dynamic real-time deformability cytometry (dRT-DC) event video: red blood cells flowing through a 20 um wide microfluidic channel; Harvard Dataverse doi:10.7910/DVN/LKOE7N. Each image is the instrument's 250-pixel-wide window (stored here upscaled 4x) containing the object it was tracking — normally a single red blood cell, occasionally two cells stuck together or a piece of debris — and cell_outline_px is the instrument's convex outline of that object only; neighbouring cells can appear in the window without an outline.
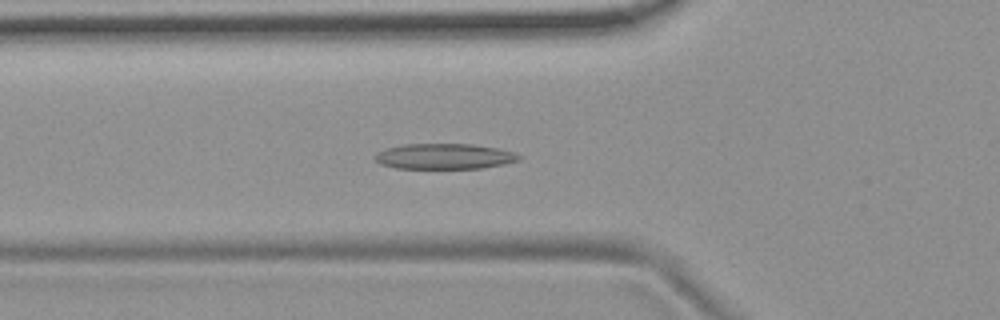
{"species": "common noctule bat (a hibernating species)", "species_latin": "Nyctalus noctula", "temperature_condition": "room temperature", "stored_images_in_passage": 54, "camera_frame_rate_fps": 3000, "um_per_image_px": 0.085, "animal": {"sex": "female", "body_mass_g": 19.9}, "frame": {"image": 1, "passage_image": 19, "time_ms": 6.0, "image_size_px": [1000, 320], "cell_outline_px": [[520, 160], [504, 164], [484, 168], [396, 168], [380, 164], [372, 156], [376, 152], [388, 148], [404, 144], [472, 144], [496, 148], [516, 152], [520, 156]], "centroid_in_image_um": [37.77, 13.29], "position_along_channel_um": 88.0, "area_um2": 21.44}}
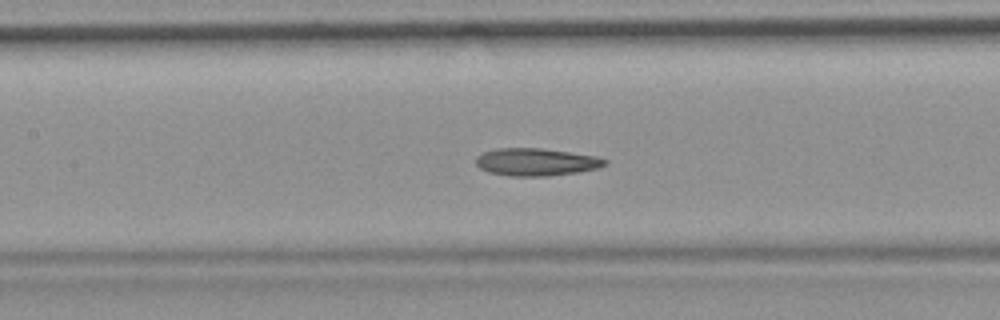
{"frame": {"image": 2, "passage_image": 25, "time_ms": 8.0, "image_size_px": [1000, 320], "cell_outline_px": [[608, 164], [596, 168], [576, 172], [548, 176], [508, 176], [488, 172], [480, 168], [476, 164], [476, 156], [480, 152], [496, 148], [540, 148], [596, 156], [608, 160]], "centroid_in_image_um": [45.52, 13.76], "position_along_channel_um": 161.9, "area_um2": 20.75}}
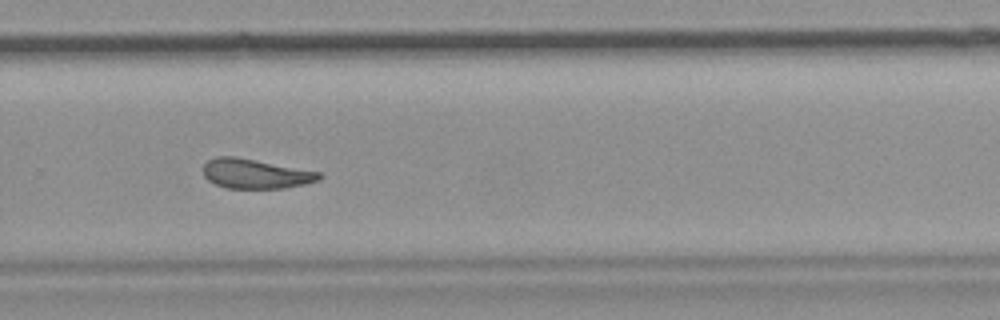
{"frame": {"image": 3, "passage_image": 37, "time_ms": 12.0, "image_size_px": [1000, 320], "cell_outline_px": [[324, 176], [320, 180], [304, 184], [284, 188], [228, 188], [216, 184], [208, 180], [204, 176], [204, 164], [208, 160], [216, 156], [236, 156], [320, 172]], "centroid_in_image_um": [21.73, 14.76], "position_along_channel_um": 308.1, "area_um2": 20.0}, "authors_computed_cell_mechanics": {"area_um2": 21.4149, "velocity_mm_per_s": 3.6707, "shape_relaxation_time_tau1_ms": null, "shape_relaxation_time_tau2_ms": 5.1575, "deformation_change_tau1": null, "deformation_change_tau2": 0.1352}}